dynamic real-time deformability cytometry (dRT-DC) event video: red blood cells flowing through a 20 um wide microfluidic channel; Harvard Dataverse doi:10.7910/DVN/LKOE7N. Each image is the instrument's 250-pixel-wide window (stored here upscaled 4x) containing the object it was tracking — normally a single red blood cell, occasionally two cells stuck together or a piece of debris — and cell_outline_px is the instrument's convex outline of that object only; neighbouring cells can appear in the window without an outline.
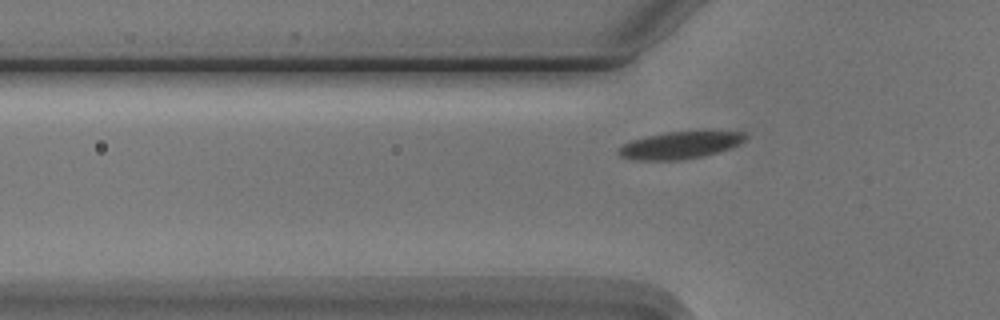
{"species": "Egyptian fruit bat (a non-hibernating species)", "species_latin": "Rousettus aegyptiacus", "temperature_condition": "cold", "stored_images_in_passage": 6, "camera_frame_rate_fps": 3000, "um_per_image_px": 0.085, "animal": {"sex": "male"}, "frame": {"image": 1, "passage_image": 6, "time_ms": 5.667, "image_size_px": [1000, 320], "cell_outline_px": [[748, 136], [744, 140], [728, 148], [704, 156], [680, 160], [636, 160], [620, 156], [616, 152], [624, 144], [632, 140], [664, 132], [708, 128], [712, 128], [744, 132]], "centroid_in_image_um": [57.88, 12.28], "position_along_channel_um": 67.9, "area_um2": 20.81}}